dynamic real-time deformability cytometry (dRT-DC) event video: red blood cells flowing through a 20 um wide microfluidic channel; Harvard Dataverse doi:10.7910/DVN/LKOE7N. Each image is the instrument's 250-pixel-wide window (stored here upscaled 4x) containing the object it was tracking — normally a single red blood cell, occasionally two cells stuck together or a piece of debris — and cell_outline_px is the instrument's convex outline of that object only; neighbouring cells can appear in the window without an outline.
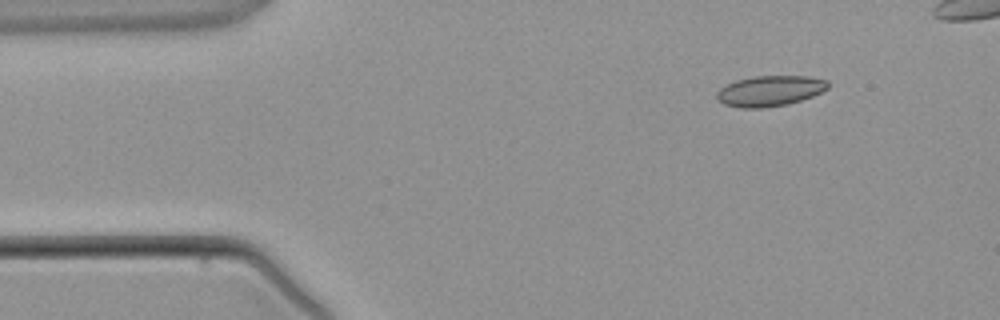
{"species": "common noctule bat (a hibernating species)", "species_latin": "Nyctalus noctula", "temperature_condition": "warm", "stored_images_in_passage": 3, "camera_frame_rate_fps": 3000, "um_per_image_px": 0.085, "animal": {"sex": "male", "body_mass_g": 21.5, "forearm_length_mm": 52.0}, "frame": {"image": 1, "passage_image": 1, "time_ms": 0.0, "image_size_px": [1000, 320], "cell_outline_px": [[828, 88], [812, 96], [788, 104], [764, 108], [740, 108], [724, 104], [716, 96], [716, 92], [720, 88], [736, 80], [756, 76], [808, 76], [828, 80]], "centroid_in_image_um": [65.44, 7.73], "position_along_channel_um": 19.6, "area_um2": 19.71}}
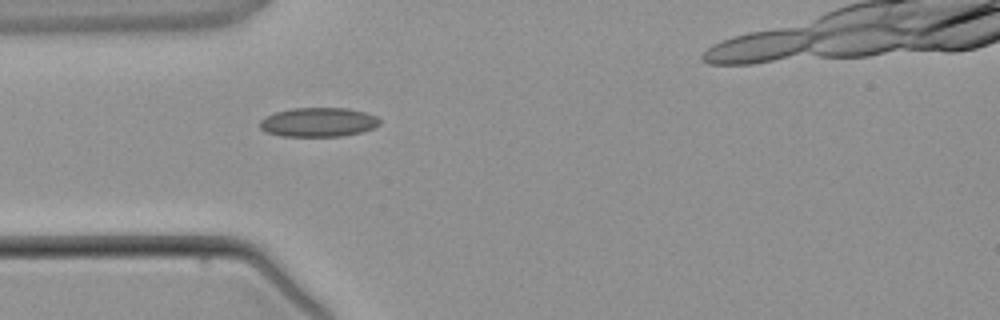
{"frame": {"image": 2, "passage_image": 3, "time_ms": 2.333, "image_size_px": [1000, 320], "cell_outline_px": [[380, 124], [376, 128], [344, 136], [280, 136], [268, 132], [260, 128], [260, 120], [276, 112], [292, 108], [348, 108], [364, 112], [376, 116], [380, 120]], "centroid_in_image_um": [27.1, 10.39], "position_along_channel_um": 57.9, "area_um2": 20.35}}